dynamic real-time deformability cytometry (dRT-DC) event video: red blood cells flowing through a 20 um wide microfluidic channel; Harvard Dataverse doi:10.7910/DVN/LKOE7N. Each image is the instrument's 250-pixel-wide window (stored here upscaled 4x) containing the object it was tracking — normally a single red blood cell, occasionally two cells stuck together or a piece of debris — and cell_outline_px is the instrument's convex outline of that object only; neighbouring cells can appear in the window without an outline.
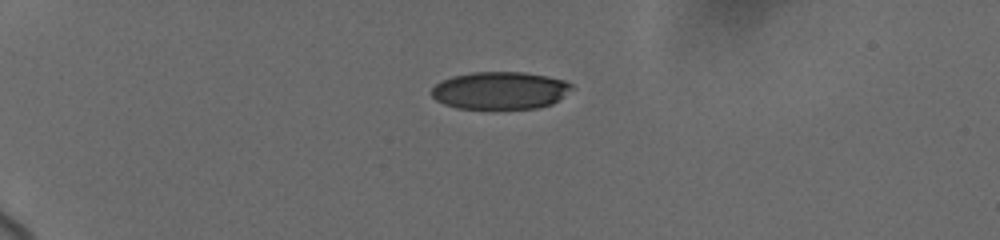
{"species": "human", "species_latin": "Homo sapiens", "temperature_condition": "cold", "stored_images_in_passage": 24, "camera_frame_rate_fps": 3000, "um_per_image_px": 0.085, "donor": {"sex": "female"}, "frame": {"image": 1, "passage_image": 1, "time_ms": 0.0, "image_size_px": [1000, 240], "cell_outline_px": [[572, 88], [552, 104], [536, 108], [456, 108], [444, 104], [436, 100], [432, 96], [432, 88], [436, 84], [452, 76], [472, 72], [524, 72], [548, 76], [564, 80], [572, 84]], "centroid_in_image_um": [42.5, 7.68], "position_along_channel_um": 42.5, "area_um2": 30.4}}
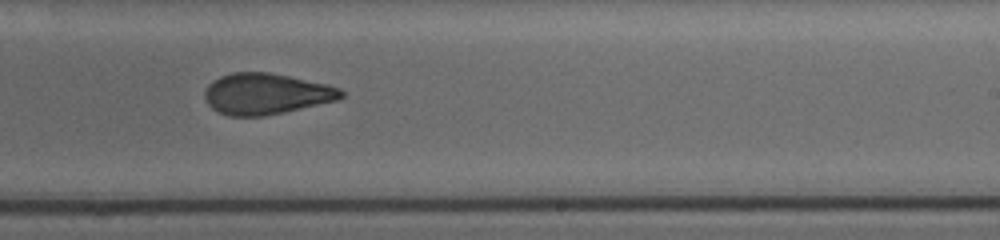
{"frame": {"image": 2, "passage_image": 14, "time_ms": 7.667, "image_size_px": [1000, 240], "cell_outline_px": [[344, 96], [336, 100], [284, 112], [264, 116], [228, 116], [212, 108], [208, 104], [204, 96], [204, 92], [208, 84], [212, 80], [220, 76], [232, 72], [268, 72], [288, 76], [324, 84], [340, 88], [344, 92]], "centroid_in_image_um": [22.57, 7.97], "position_along_channel_um": 266.4, "area_um2": 32.43}}
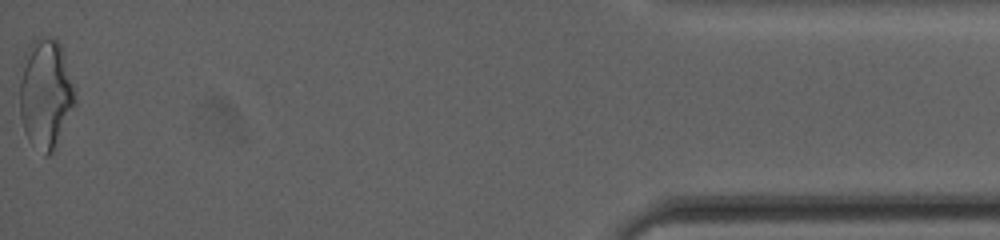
{"frame": {"image": 3, "passage_image": 24, "time_ms": 14.0, "image_size_px": [1000, 240], "cell_outline_px": [[76, 92], [72, 104], [56, 148], [48, 156], [44, 156], [28, 140], [24, 132], [20, 116], [20, 80], [24, 52], [32, 40], [36, 36], [48, 36], [56, 40], [60, 44], [76, 88]], "centroid_in_image_um": [3.84, 7.93], "position_along_channel_um": 431.4, "area_um2": 35.49}, "authors_computed_cell_mechanics": {"area_um2": 32.8593, "velocity_mm_per_s": 3.708, "shape_relaxation_time_tau1_ms": 9.4084, "shape_relaxation_time_tau2_ms": 1.5465, "deformation_change_tau1": 0.1983, "deformation_change_tau2": 0.0744}}